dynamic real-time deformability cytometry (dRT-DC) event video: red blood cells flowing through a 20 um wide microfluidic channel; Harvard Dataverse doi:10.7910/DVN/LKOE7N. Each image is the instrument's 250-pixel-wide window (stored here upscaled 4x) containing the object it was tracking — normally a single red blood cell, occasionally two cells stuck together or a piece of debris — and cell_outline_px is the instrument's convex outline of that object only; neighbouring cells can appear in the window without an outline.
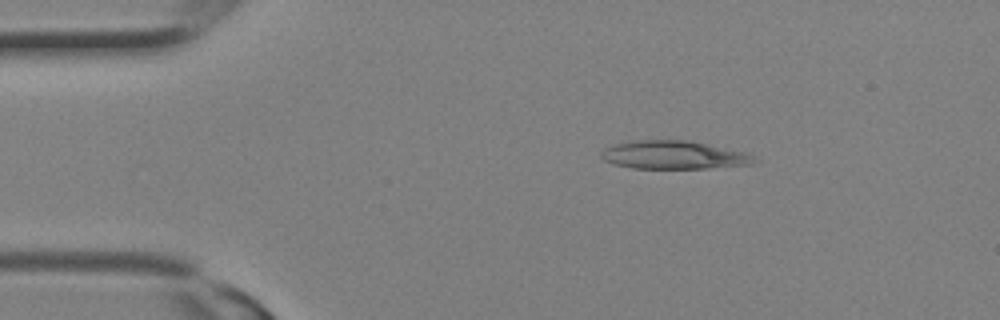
{"species": "Egyptian fruit bat (a non-hibernating species)", "species_latin": "Rousettus aegyptiacus", "temperature_condition": "room temperature", "stored_images_in_passage": 12, "camera_frame_rate_fps": 3000, "um_per_image_px": 0.085, "animal": {"sex": "female"}, "frame": {"image": 1, "passage_image": 5, "time_ms": 1.333, "image_size_px": [1000, 320], "cell_outline_px": [[756, 160], [752, 164], [708, 168], [632, 168], [616, 164], [604, 160], [600, 156], [600, 152], [604, 148], [616, 144], [636, 140], [684, 140], [744, 152], [752, 156]], "centroid_in_image_um": [57.21, 13.18], "position_along_channel_um": 27.8, "area_um2": 24.68}}
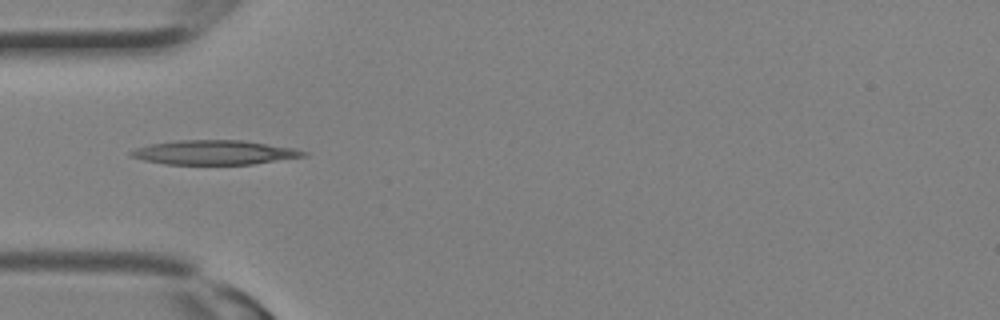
{"frame": {"image": 2, "passage_image": 9, "time_ms": 2.667, "image_size_px": [1000, 320], "cell_outline_px": [[308, 156], [252, 164], [164, 164], [144, 160], [128, 156], [128, 152], [136, 148], [152, 144], [176, 140], [244, 140], [292, 148], [308, 152]], "centroid_in_image_um": [18.21, 12.96], "position_along_channel_um": 66.8, "area_um2": 24.45}}
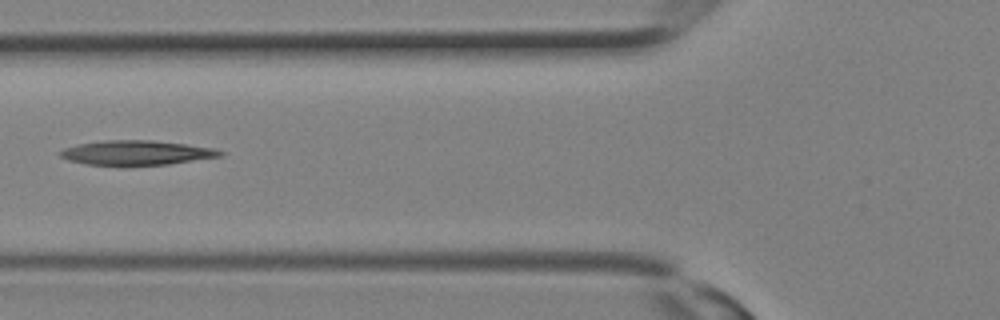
{"frame": {"image": 3, "passage_image": 11, "time_ms": 3.333, "image_size_px": [1000, 320], "cell_outline_px": [[224, 156], [168, 164], [124, 168], [120, 168], [84, 164], [68, 160], [60, 156], [56, 152], [64, 148], [80, 144], [104, 140], [152, 140], [216, 148], [224, 152]], "centroid_in_image_um": [11.56, 13.03], "position_along_channel_um": 114.2, "area_um2": 23.87}}